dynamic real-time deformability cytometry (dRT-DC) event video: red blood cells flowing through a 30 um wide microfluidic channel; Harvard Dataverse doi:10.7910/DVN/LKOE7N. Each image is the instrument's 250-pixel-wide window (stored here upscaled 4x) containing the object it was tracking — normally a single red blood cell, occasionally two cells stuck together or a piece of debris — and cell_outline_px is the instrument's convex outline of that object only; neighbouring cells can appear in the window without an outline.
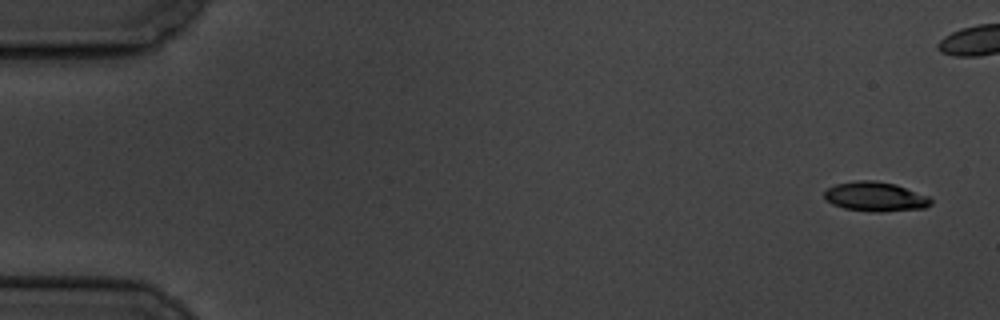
{"species": "common noctule bat (a hibernating species)", "species_latin": "Nyctalus noctula", "temperature_condition": "cold", "stored_images_in_passage": 6, "camera_frame_rate_fps": 3000, "um_per_image_px": 0.085, "animal": {"sex": "male", "body_mass_g": 19.5, "forearm_length_mm": 54.6}, "frame": {"image": 1, "passage_image": 1, "time_ms": 0.0, "image_size_px": [1000, 320], "cell_outline_px": [[932, 204], [924, 208], [880, 212], [872, 212], [844, 208], [832, 204], [824, 200], [824, 192], [828, 188], [836, 184], [856, 180], [876, 180], [896, 184], [928, 196], [932, 200]], "centroid_in_image_um": [74.39, 16.71], "position_along_channel_um": 10.6, "area_um2": 18.44}}
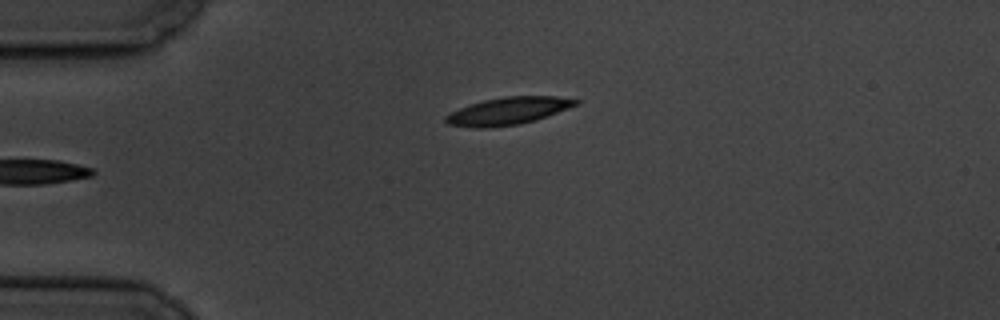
{"frame": {"image": 2, "passage_image": 6, "time_ms": 6.0, "image_size_px": [1000, 320], "cell_outline_px": [[580, 104], [536, 120], [520, 124], [484, 128], [476, 128], [448, 124], [444, 120], [444, 116], [460, 108], [484, 100], [504, 96], [556, 96], [580, 100]], "centroid_in_image_um": [43.22, 9.43], "position_along_channel_um": 41.8, "area_um2": 20.69}}